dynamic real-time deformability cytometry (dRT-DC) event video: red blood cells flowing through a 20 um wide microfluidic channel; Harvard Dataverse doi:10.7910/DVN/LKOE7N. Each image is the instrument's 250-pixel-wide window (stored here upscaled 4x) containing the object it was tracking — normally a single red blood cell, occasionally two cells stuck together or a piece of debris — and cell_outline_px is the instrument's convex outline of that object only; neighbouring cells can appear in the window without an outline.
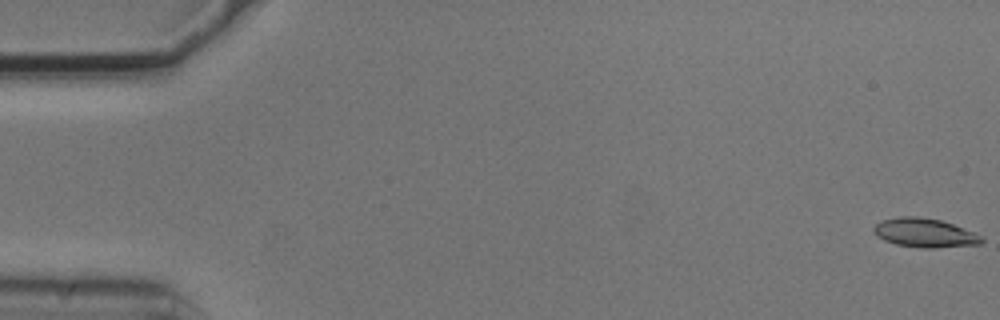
{"species": "common noctule bat (a hibernating species)", "species_latin": "Nyctalus noctula", "temperature_condition": "cold", "stored_images_in_passage": 10, "camera_frame_rate_fps": 3000, "um_per_image_px": 0.085, "animal": {"sex": "male", "body_mass_g": 20.5, "forearm_length_mm": 52.5}, "frame": {"image": 1, "passage_image": 1, "time_ms": 0.0, "image_size_px": [1000, 320], "cell_outline_px": [[984, 240], [980, 244], [936, 248], [920, 248], [896, 244], [884, 240], [876, 236], [872, 232], [872, 228], [880, 220], [900, 216], [916, 216], [940, 220], [952, 224], [984, 236]], "centroid_in_image_um": [78.57, 19.79], "position_along_channel_um": 6.4, "area_um2": 18.38}}
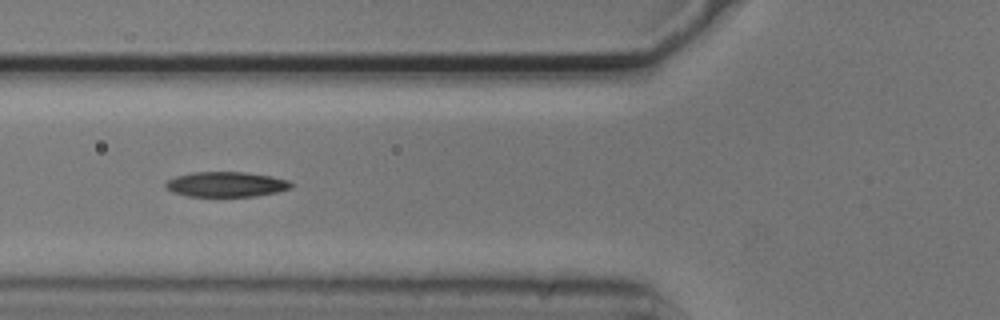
{"frame": {"image": 2, "passage_image": 6, "time_ms": 1.667, "image_size_px": [1000, 320], "cell_outline_px": [[292, 188], [276, 192], [256, 196], [188, 196], [172, 192], [164, 184], [168, 180], [176, 176], [192, 172], [244, 172], [272, 176], [288, 180], [292, 184]], "centroid_in_image_um": [19.23, 15.66], "position_along_channel_um": 106.6, "area_um2": 18.26}}
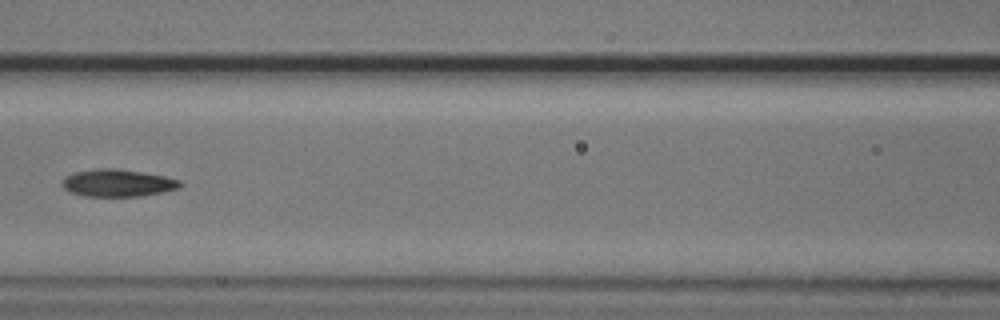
{"frame": {"image": 3, "passage_image": 7, "time_ms": 2.0, "image_size_px": [1000, 320], "cell_outline_px": [[184, 184], [180, 188], [140, 196], [84, 196], [68, 192], [60, 184], [68, 176], [76, 172], [100, 168], [116, 168], [144, 172], [164, 176], [180, 180]], "centroid_in_image_um": [10.03, 15.55], "position_along_channel_um": 156.6, "area_um2": 18.73}}